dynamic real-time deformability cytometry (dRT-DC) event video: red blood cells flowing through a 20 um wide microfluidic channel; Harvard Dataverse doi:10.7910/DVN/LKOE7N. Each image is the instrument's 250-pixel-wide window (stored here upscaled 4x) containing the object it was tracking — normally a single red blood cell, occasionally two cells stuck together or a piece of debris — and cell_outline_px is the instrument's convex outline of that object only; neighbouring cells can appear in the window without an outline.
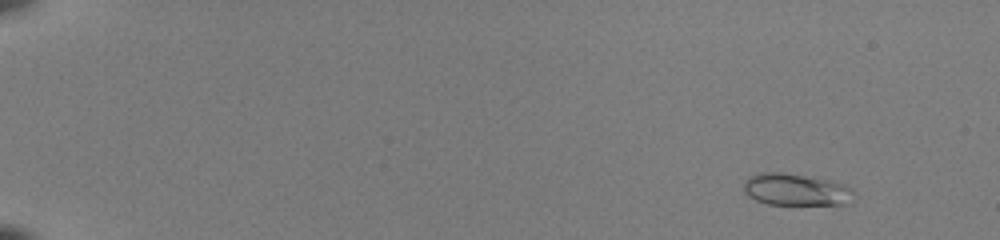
{"species": "common noctule bat (a hibernating species)", "species_latin": "Nyctalus noctula", "temperature_condition": "room temperature", "stored_images_in_passage": 53, "camera_frame_rate_fps": 3000, "um_per_image_px": 0.085, "animal": {"sex": "female", "body_mass_g": 22.0, "forearm_length_mm": 56.7}, "frame": {"image": 1, "passage_image": 6, "time_ms": 1.667, "image_size_px": [1000, 240], "cell_outline_px": [[856, 200], [844, 204], [768, 204], [756, 200], [748, 196], [744, 192], [744, 184], [748, 176], [760, 172], [784, 172], [828, 180], [844, 184], [852, 188]], "centroid_in_image_um": [67.66, 16.11], "position_along_channel_um": 17.3, "area_um2": 20.63}}
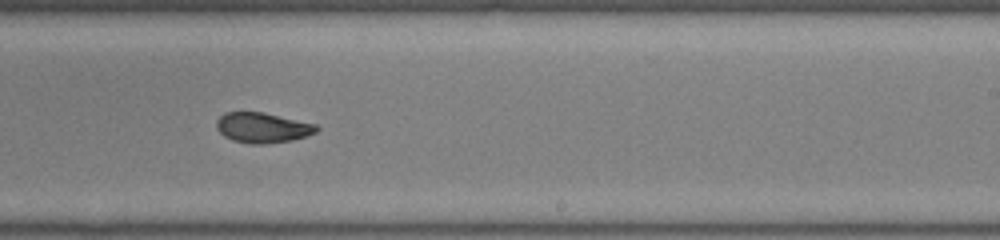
{"frame": {"image": 2, "passage_image": 36, "time_ms": 11.667, "image_size_px": [1000, 240], "cell_outline_px": [[320, 128], [316, 132], [292, 140], [268, 144], [248, 144], [232, 140], [224, 136], [216, 128], [216, 120], [224, 112], [264, 112], [316, 124]], "centroid_in_image_um": [22.29, 10.85], "position_along_channel_um": 266.7, "area_um2": 17.74}}
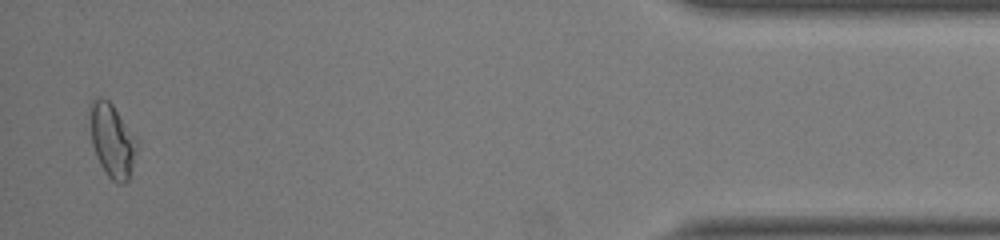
{"frame": {"image": 3, "passage_image": 52, "time_ms": 17.0, "image_size_px": [1000, 240], "cell_outline_px": [[136, 152], [132, 168], [128, 180], [124, 184], [116, 184], [108, 176], [100, 164], [96, 156], [92, 144], [88, 108], [92, 100], [108, 100], [112, 104], [136, 140]], "centroid_in_image_um": [9.5, 11.98], "position_along_channel_um": 425.7, "area_um2": 19.71}, "authors_computed_cell_mechanics": {"area_um2": 18.496, "velocity_mm_per_s": 4.0808, "shape_relaxation_time_tau1_ms": 7.2079, "shape_relaxation_time_tau2_ms": 1.7712, "deformation_change_tau1": 0.1837, "deformation_change_tau2": 0.0644}}